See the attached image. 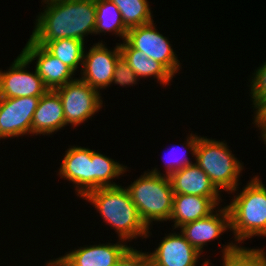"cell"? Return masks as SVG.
Wrapping results in <instances>:
<instances>
[{"label": "cell", "instance_id": "6da1fadb", "mask_svg": "<svg viewBox=\"0 0 266 266\" xmlns=\"http://www.w3.org/2000/svg\"><path fill=\"white\" fill-rule=\"evenodd\" d=\"M42 5L44 10L36 16L30 35L36 44L45 46L64 38L85 41L86 36L94 35L95 0H50Z\"/></svg>", "mask_w": 266, "mask_h": 266}, {"label": "cell", "instance_id": "7a4b0ae2", "mask_svg": "<svg viewBox=\"0 0 266 266\" xmlns=\"http://www.w3.org/2000/svg\"><path fill=\"white\" fill-rule=\"evenodd\" d=\"M82 199L93 205L103 221L111 226L124 241L141 237L147 239L152 233L139 216L128 190L123 186L99 188L89 191Z\"/></svg>", "mask_w": 266, "mask_h": 266}, {"label": "cell", "instance_id": "3957f363", "mask_svg": "<svg viewBox=\"0 0 266 266\" xmlns=\"http://www.w3.org/2000/svg\"><path fill=\"white\" fill-rule=\"evenodd\" d=\"M231 200L226 206L235 244L242 248L240 243L242 245L246 239L266 237V187L260 177L253 176Z\"/></svg>", "mask_w": 266, "mask_h": 266}, {"label": "cell", "instance_id": "277c9868", "mask_svg": "<svg viewBox=\"0 0 266 266\" xmlns=\"http://www.w3.org/2000/svg\"><path fill=\"white\" fill-rule=\"evenodd\" d=\"M132 202L145 225L150 228L153 222L170 220L173 210L172 185L169 176L158 168L145 171L128 187Z\"/></svg>", "mask_w": 266, "mask_h": 266}, {"label": "cell", "instance_id": "5b68a950", "mask_svg": "<svg viewBox=\"0 0 266 266\" xmlns=\"http://www.w3.org/2000/svg\"><path fill=\"white\" fill-rule=\"evenodd\" d=\"M194 158L195 163L209 176L220 192L234 194L239 190V176L244 170L243 163L234 156L225 140L199 135Z\"/></svg>", "mask_w": 266, "mask_h": 266}, {"label": "cell", "instance_id": "8992f818", "mask_svg": "<svg viewBox=\"0 0 266 266\" xmlns=\"http://www.w3.org/2000/svg\"><path fill=\"white\" fill-rule=\"evenodd\" d=\"M55 91L63 105L66 126L78 127L103 107L102 93L77 77Z\"/></svg>", "mask_w": 266, "mask_h": 266}, {"label": "cell", "instance_id": "52a82bcc", "mask_svg": "<svg viewBox=\"0 0 266 266\" xmlns=\"http://www.w3.org/2000/svg\"><path fill=\"white\" fill-rule=\"evenodd\" d=\"M154 21L132 27L128 30L125 41L134 49L145 53L148 58L163 64L174 76L182 69L178 55L174 52L168 37L156 29Z\"/></svg>", "mask_w": 266, "mask_h": 266}, {"label": "cell", "instance_id": "ba28073f", "mask_svg": "<svg viewBox=\"0 0 266 266\" xmlns=\"http://www.w3.org/2000/svg\"><path fill=\"white\" fill-rule=\"evenodd\" d=\"M104 43L103 41L94 43L84 52L81 77H79L99 92L110 87L117 59L121 56L119 43H116L113 50L108 49Z\"/></svg>", "mask_w": 266, "mask_h": 266}, {"label": "cell", "instance_id": "9c48e42d", "mask_svg": "<svg viewBox=\"0 0 266 266\" xmlns=\"http://www.w3.org/2000/svg\"><path fill=\"white\" fill-rule=\"evenodd\" d=\"M29 64L31 63L20 52L6 71L0 69L1 98L41 97L48 91L36 69L28 71Z\"/></svg>", "mask_w": 266, "mask_h": 266}, {"label": "cell", "instance_id": "30bf717a", "mask_svg": "<svg viewBox=\"0 0 266 266\" xmlns=\"http://www.w3.org/2000/svg\"><path fill=\"white\" fill-rule=\"evenodd\" d=\"M40 97H0V140L32 135V119Z\"/></svg>", "mask_w": 266, "mask_h": 266}, {"label": "cell", "instance_id": "8fae6325", "mask_svg": "<svg viewBox=\"0 0 266 266\" xmlns=\"http://www.w3.org/2000/svg\"><path fill=\"white\" fill-rule=\"evenodd\" d=\"M21 53L30 63L36 60L35 69L48 90H56L76 79L74 78L76 74L68 66L31 38Z\"/></svg>", "mask_w": 266, "mask_h": 266}, {"label": "cell", "instance_id": "7c38bea8", "mask_svg": "<svg viewBox=\"0 0 266 266\" xmlns=\"http://www.w3.org/2000/svg\"><path fill=\"white\" fill-rule=\"evenodd\" d=\"M65 152L57 175L73 183L75 193L83 198L89 191L94 190L92 150L74 145L69 146Z\"/></svg>", "mask_w": 266, "mask_h": 266}, {"label": "cell", "instance_id": "4fadbf2b", "mask_svg": "<svg viewBox=\"0 0 266 266\" xmlns=\"http://www.w3.org/2000/svg\"><path fill=\"white\" fill-rule=\"evenodd\" d=\"M219 208V209H218ZM230 229V215L227 206H218L208 216L187 223L180 227L185 239L200 253L208 242L217 240L220 235ZM206 245V246H205Z\"/></svg>", "mask_w": 266, "mask_h": 266}, {"label": "cell", "instance_id": "5bb4252c", "mask_svg": "<svg viewBox=\"0 0 266 266\" xmlns=\"http://www.w3.org/2000/svg\"><path fill=\"white\" fill-rule=\"evenodd\" d=\"M153 252H148L153 266H197L200 253L180 233L165 234Z\"/></svg>", "mask_w": 266, "mask_h": 266}, {"label": "cell", "instance_id": "9a60e30c", "mask_svg": "<svg viewBox=\"0 0 266 266\" xmlns=\"http://www.w3.org/2000/svg\"><path fill=\"white\" fill-rule=\"evenodd\" d=\"M169 179L174 194L209 197L217 206H221L222 193L195 162L172 173Z\"/></svg>", "mask_w": 266, "mask_h": 266}, {"label": "cell", "instance_id": "2e32d148", "mask_svg": "<svg viewBox=\"0 0 266 266\" xmlns=\"http://www.w3.org/2000/svg\"><path fill=\"white\" fill-rule=\"evenodd\" d=\"M66 127L63 105L55 90L45 92L38 102L32 119V135H52Z\"/></svg>", "mask_w": 266, "mask_h": 266}, {"label": "cell", "instance_id": "e0dca14e", "mask_svg": "<svg viewBox=\"0 0 266 266\" xmlns=\"http://www.w3.org/2000/svg\"><path fill=\"white\" fill-rule=\"evenodd\" d=\"M117 241L116 243L80 246L79 249L74 248L64 255L75 266H116L118 259L130 247L124 240Z\"/></svg>", "mask_w": 266, "mask_h": 266}, {"label": "cell", "instance_id": "ac0fdd59", "mask_svg": "<svg viewBox=\"0 0 266 266\" xmlns=\"http://www.w3.org/2000/svg\"><path fill=\"white\" fill-rule=\"evenodd\" d=\"M217 205L209 198L198 195L174 194L173 210L169 221L174 223L173 230L204 218L211 214Z\"/></svg>", "mask_w": 266, "mask_h": 266}, {"label": "cell", "instance_id": "d6986e66", "mask_svg": "<svg viewBox=\"0 0 266 266\" xmlns=\"http://www.w3.org/2000/svg\"><path fill=\"white\" fill-rule=\"evenodd\" d=\"M120 45L121 55L127 61L130 68L135 72L138 78H156L157 83L169 85L172 78L175 77L163 64L155 61L140 50L132 48L125 40Z\"/></svg>", "mask_w": 266, "mask_h": 266}, {"label": "cell", "instance_id": "ffe728a7", "mask_svg": "<svg viewBox=\"0 0 266 266\" xmlns=\"http://www.w3.org/2000/svg\"><path fill=\"white\" fill-rule=\"evenodd\" d=\"M96 6V26L95 35L100 33H112L116 37L125 40L128 28L124 25L121 13L111 0H95Z\"/></svg>", "mask_w": 266, "mask_h": 266}, {"label": "cell", "instance_id": "44dd1931", "mask_svg": "<svg viewBox=\"0 0 266 266\" xmlns=\"http://www.w3.org/2000/svg\"><path fill=\"white\" fill-rule=\"evenodd\" d=\"M91 160L94 168V189L119 186L113 180L129 171L128 167L120 164L119 161L117 162L93 149Z\"/></svg>", "mask_w": 266, "mask_h": 266}, {"label": "cell", "instance_id": "7402d4cb", "mask_svg": "<svg viewBox=\"0 0 266 266\" xmlns=\"http://www.w3.org/2000/svg\"><path fill=\"white\" fill-rule=\"evenodd\" d=\"M84 45V41L64 38L50 41L44 47L76 74L79 67L81 70L84 52L87 49Z\"/></svg>", "mask_w": 266, "mask_h": 266}, {"label": "cell", "instance_id": "603a6c76", "mask_svg": "<svg viewBox=\"0 0 266 266\" xmlns=\"http://www.w3.org/2000/svg\"><path fill=\"white\" fill-rule=\"evenodd\" d=\"M221 248L222 266H266V252L263 248H239L233 241Z\"/></svg>", "mask_w": 266, "mask_h": 266}, {"label": "cell", "instance_id": "cb8c5ba5", "mask_svg": "<svg viewBox=\"0 0 266 266\" xmlns=\"http://www.w3.org/2000/svg\"><path fill=\"white\" fill-rule=\"evenodd\" d=\"M119 9L124 25L130 29L150 23L153 11L147 0H111ZM152 11V12H151Z\"/></svg>", "mask_w": 266, "mask_h": 266}, {"label": "cell", "instance_id": "d4e9b609", "mask_svg": "<svg viewBox=\"0 0 266 266\" xmlns=\"http://www.w3.org/2000/svg\"><path fill=\"white\" fill-rule=\"evenodd\" d=\"M197 133L193 134L191 133L190 135H187V139H186V143H182V147L177 146H172V148L170 149V151L167 153L169 156L167 158H163V160L165 161V176H170L172 173L176 172L177 170H180L186 166H188L189 164H192L193 162L190 161L191 158H188V153L186 152L187 150L190 151L191 156L195 157V151H196V146L197 143L199 141V136L196 135ZM179 147V148H178ZM183 148V149H182ZM178 151H182L181 153H174ZM185 149V150H184ZM184 152V153H183ZM180 154V158L179 155ZM176 155V156H175ZM171 156V158H170ZM182 156V157H181ZM178 157V158H176ZM167 160V162H166Z\"/></svg>", "mask_w": 266, "mask_h": 266}, {"label": "cell", "instance_id": "484cf974", "mask_svg": "<svg viewBox=\"0 0 266 266\" xmlns=\"http://www.w3.org/2000/svg\"><path fill=\"white\" fill-rule=\"evenodd\" d=\"M249 82V96L253 102L251 105L255 112L254 109L257 110L266 101V61H263V64L257 67V69L254 70V73L252 72Z\"/></svg>", "mask_w": 266, "mask_h": 266}, {"label": "cell", "instance_id": "4316f807", "mask_svg": "<svg viewBox=\"0 0 266 266\" xmlns=\"http://www.w3.org/2000/svg\"><path fill=\"white\" fill-rule=\"evenodd\" d=\"M140 79L135 72L130 68L127 61L121 55L116 62L114 74L112 77V85L117 84L120 86H135Z\"/></svg>", "mask_w": 266, "mask_h": 266}, {"label": "cell", "instance_id": "83f0119b", "mask_svg": "<svg viewBox=\"0 0 266 266\" xmlns=\"http://www.w3.org/2000/svg\"><path fill=\"white\" fill-rule=\"evenodd\" d=\"M116 266H153L148 252L130 246L118 259Z\"/></svg>", "mask_w": 266, "mask_h": 266}, {"label": "cell", "instance_id": "f1b7e54d", "mask_svg": "<svg viewBox=\"0 0 266 266\" xmlns=\"http://www.w3.org/2000/svg\"><path fill=\"white\" fill-rule=\"evenodd\" d=\"M253 124L259 129H266V101L254 112Z\"/></svg>", "mask_w": 266, "mask_h": 266}, {"label": "cell", "instance_id": "f546056e", "mask_svg": "<svg viewBox=\"0 0 266 266\" xmlns=\"http://www.w3.org/2000/svg\"><path fill=\"white\" fill-rule=\"evenodd\" d=\"M45 266H75L65 255L47 261Z\"/></svg>", "mask_w": 266, "mask_h": 266}, {"label": "cell", "instance_id": "4dcf8cb0", "mask_svg": "<svg viewBox=\"0 0 266 266\" xmlns=\"http://www.w3.org/2000/svg\"><path fill=\"white\" fill-rule=\"evenodd\" d=\"M260 130V139L263 140L264 144L266 145V129H258Z\"/></svg>", "mask_w": 266, "mask_h": 266}]
</instances>
